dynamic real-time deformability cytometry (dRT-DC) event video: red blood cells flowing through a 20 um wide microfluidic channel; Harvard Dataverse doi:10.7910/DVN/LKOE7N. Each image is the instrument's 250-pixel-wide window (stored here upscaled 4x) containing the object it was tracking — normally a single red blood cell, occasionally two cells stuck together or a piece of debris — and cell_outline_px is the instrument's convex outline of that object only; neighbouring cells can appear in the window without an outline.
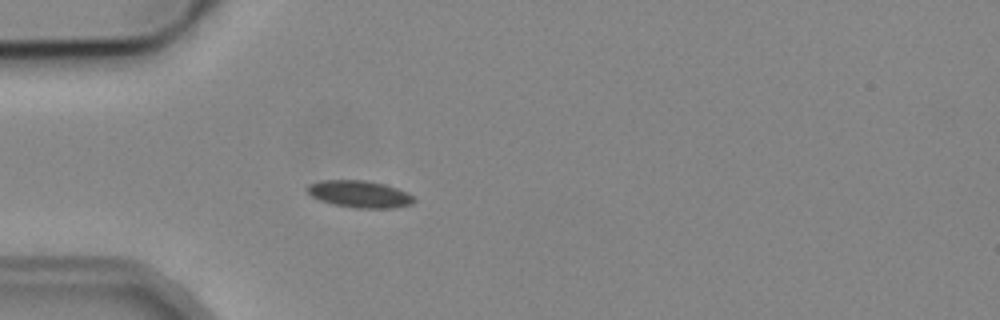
{"species": "common noctule bat (a hibernating species)", "species_latin": "Nyctalus noctula", "temperature_condition": "cold", "stored_images_in_passage": 2, "camera_frame_rate_fps": 3000, "um_per_image_px": 0.085, "animal": {"sex": "male", "body_mass_g": 19.2, "forearm_length_mm": 51.8}, "frame": {"image": 1, "passage_image": 2, "time_ms": 1.333, "image_size_px": [1000, 320], "cell_outline_px": [[416, 200], [412, 204], [392, 208], [352, 208], [332, 204], [320, 200], [312, 196], [304, 188], [308, 184], [320, 180], [364, 180], [384, 184], [408, 192]], "centroid_in_image_um": [30.54, 16.5], "position_along_channel_um": 54.5, "area_um2": 16.94}}